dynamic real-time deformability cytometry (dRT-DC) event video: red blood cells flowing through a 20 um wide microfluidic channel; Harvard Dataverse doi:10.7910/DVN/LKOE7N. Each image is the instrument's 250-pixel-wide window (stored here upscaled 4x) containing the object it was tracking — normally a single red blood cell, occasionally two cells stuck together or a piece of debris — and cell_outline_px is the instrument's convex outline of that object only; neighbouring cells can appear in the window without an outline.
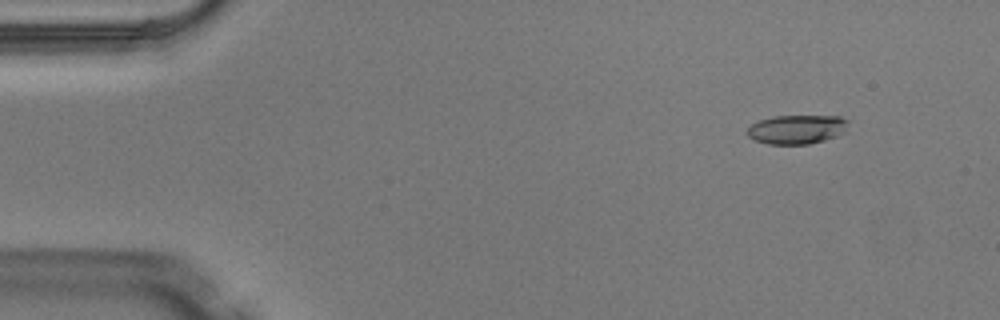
{"species": "Egyptian fruit bat (a non-hibernating species)", "species_latin": "Rousettus aegyptiacus", "temperature_condition": "warm", "stored_images_in_passage": 4, "camera_frame_rate_fps": 3000, "um_per_image_px": 0.085, "animal": {"sex": "male"}, "frame": {"image": 1, "passage_image": 2, "time_ms": 0.333, "image_size_px": [1000, 320], "cell_outline_px": [[848, 132], [824, 140], [808, 144], [768, 144], [752, 140], [748, 136], [748, 128], [752, 124], [760, 120], [772, 116], [840, 116], [848, 120]], "centroid_in_image_um": [67.76, 11.0], "position_along_channel_um": 17.2, "area_um2": 17.28}}
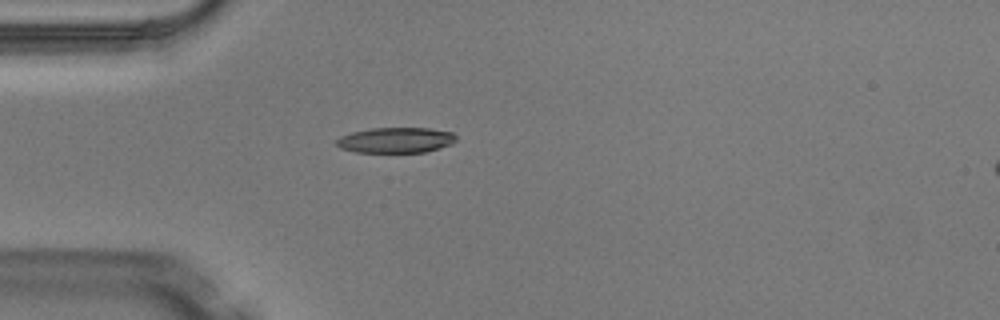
{"frame": {"image": 2, "passage_image": 4, "time_ms": 1.0, "image_size_px": [1000, 320], "cell_outline_px": [[456, 140], [452, 144], [440, 148], [424, 152], [356, 152], [340, 148], [336, 144], [336, 140], [340, 136], [352, 132], [372, 128], [428, 128], [452, 132], [456, 136]], "centroid_in_image_um": [33.65, 11.91], "position_along_channel_um": 51.4, "area_um2": 17.74}}